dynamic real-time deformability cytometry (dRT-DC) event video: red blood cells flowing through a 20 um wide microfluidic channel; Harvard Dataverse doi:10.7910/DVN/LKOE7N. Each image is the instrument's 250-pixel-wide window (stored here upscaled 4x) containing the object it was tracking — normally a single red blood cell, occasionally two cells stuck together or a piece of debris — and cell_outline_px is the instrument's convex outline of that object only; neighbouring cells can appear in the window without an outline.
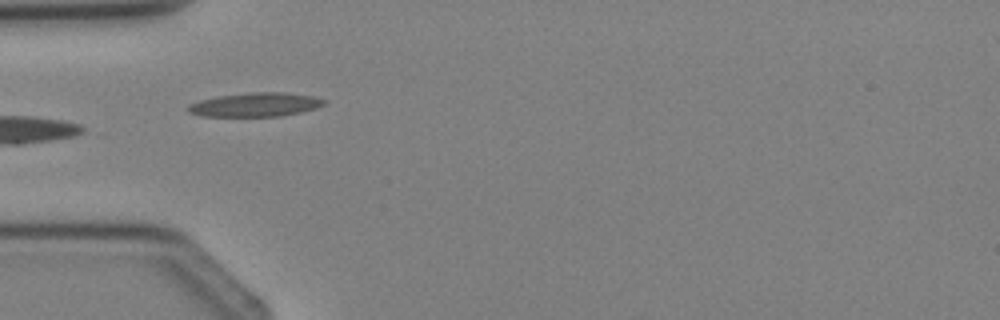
{"species": "Egyptian fruit bat (a non-hibernating species)", "species_latin": "Rousettus aegyptiacus", "temperature_condition": "cold", "stored_images_in_passage": 4, "camera_frame_rate_fps": 3000, "um_per_image_px": 0.085, "animal": {"sex": "female"}, "frame": {"image": 1, "passage_image": 3, "time_ms": 2.333, "image_size_px": [1000, 320], "cell_outline_px": [[328, 100], [324, 104], [316, 108], [300, 112], [280, 116], [204, 116], [188, 112], [188, 104], [200, 100], [220, 96], [248, 92], [284, 92], [312, 96]], "centroid_in_image_um": [21.72, 8.89], "position_along_channel_um": 63.3, "area_um2": 18.84}}
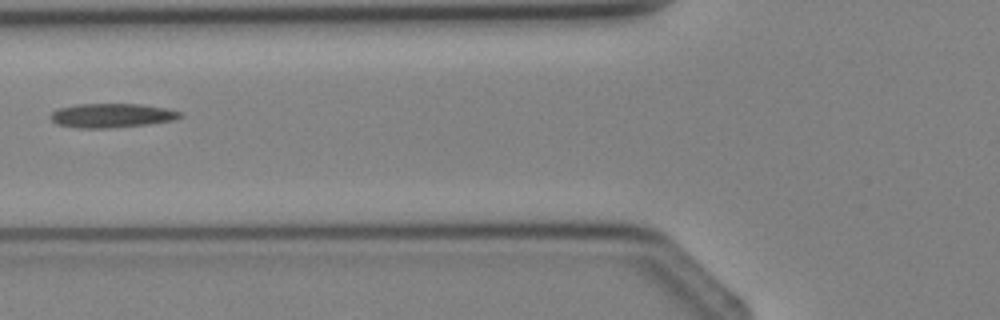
{"frame": {"image": 2, "passage_image": 4, "time_ms": 3.333, "image_size_px": [1000, 320], "cell_outline_px": [[184, 116], [172, 120], [148, 124], [112, 128], [76, 128], [56, 124], [48, 116], [52, 112], [60, 108], [76, 104], [140, 104], [168, 108], [180, 112]], "centroid_in_image_um": [9.48, 9.82], "position_along_channel_um": 116.3, "area_um2": 18.32}}